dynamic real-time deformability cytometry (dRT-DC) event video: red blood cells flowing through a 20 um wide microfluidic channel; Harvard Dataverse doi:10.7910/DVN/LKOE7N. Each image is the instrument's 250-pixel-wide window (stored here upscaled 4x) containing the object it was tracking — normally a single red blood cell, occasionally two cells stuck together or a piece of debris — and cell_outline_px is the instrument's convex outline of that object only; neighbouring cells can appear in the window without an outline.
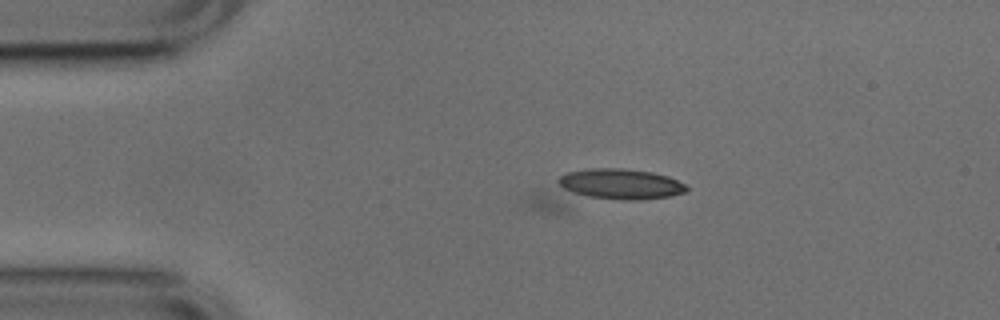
{"species": "common noctule bat (a hibernating species)", "species_latin": "Nyctalus noctula", "temperature_condition": "cold", "stored_images_in_passage": 19, "camera_frame_rate_fps": 3000, "um_per_image_px": 0.085, "animal": {"sex": "male", "body_mass_g": 17.9, "forearm_length_mm": 54.2}, "frame": {"image": 1, "passage_image": 2, "time_ms": 0.333, "image_size_px": [1000, 320], "cell_outline_px": [[688, 192], [668, 196], [564, 212], [544, 212], [532, 208], [528, 204], [528, 196], [532, 192], [560, 176], [568, 172], [592, 168], [620, 168], [652, 172], [668, 176], [684, 184], [688, 188]], "centroid_in_image_um": [51.17, 16.09], "position_along_channel_um": 33.8, "area_um2": 34.16}}
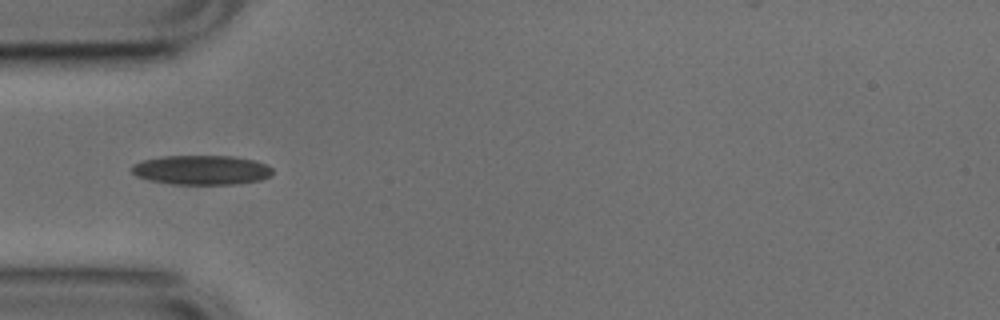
{"frame": {"image": 2, "passage_image": 8, "time_ms": 2.333, "image_size_px": [1000, 320], "cell_outline_px": [[272, 172], [268, 176], [260, 180], [232, 184], [172, 184], [148, 180], [136, 176], [132, 172], [132, 164], [144, 160], [164, 156], [232, 156], [256, 160], [268, 164], [272, 168]], "centroid_in_image_um": [17.13, 14.44], "position_along_channel_um": 67.9, "area_um2": 24.16}}